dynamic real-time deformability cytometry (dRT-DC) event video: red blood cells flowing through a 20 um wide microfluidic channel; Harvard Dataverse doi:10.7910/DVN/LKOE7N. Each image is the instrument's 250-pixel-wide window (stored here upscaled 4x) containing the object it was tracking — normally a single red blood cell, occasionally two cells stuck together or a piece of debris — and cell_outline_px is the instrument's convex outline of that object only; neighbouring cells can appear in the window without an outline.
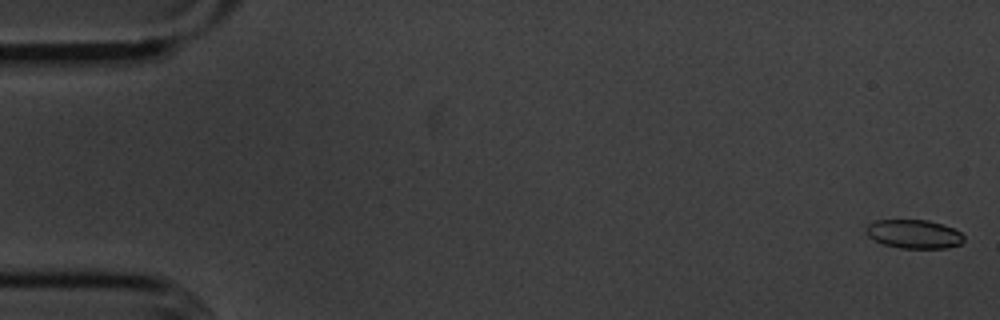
{"species": "common noctule bat (a hibernating species)", "species_latin": "Nyctalus noctula", "temperature_condition": "cold", "stored_images_in_passage": 55, "camera_frame_rate_fps": 3000, "um_per_image_px": 0.085, "animal": {"sex": "male", "body_mass_g": 20.1, "forearm_length_mm": 53.5}, "frame": {"image": 1, "passage_image": 1, "time_ms": 0.0, "image_size_px": [1000, 320], "cell_outline_px": [[964, 240], [960, 244], [944, 248], [900, 248], [884, 244], [868, 236], [864, 228], [868, 224], [876, 220], [928, 220], [952, 228], [960, 232], [964, 236]], "centroid_in_image_um": [77.67, 19.89], "position_along_channel_um": 7.3, "area_um2": 16.24}}
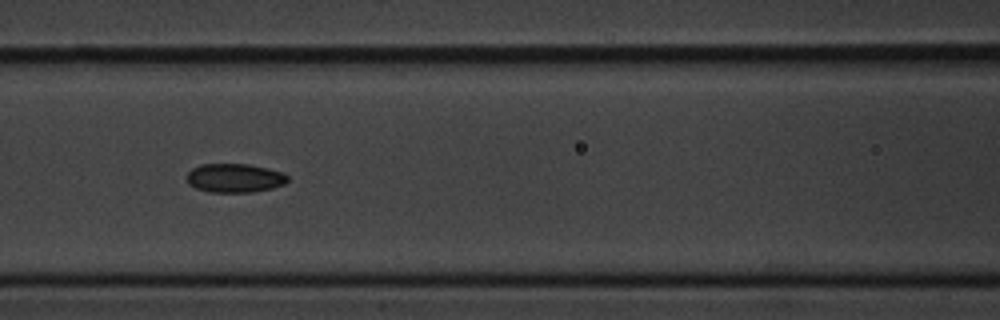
{"frame": {"image": 2, "passage_image": 24, "time_ms": 7.667, "image_size_px": [1000, 320], "cell_outline_px": [[288, 180], [284, 184], [272, 188], [252, 192], [212, 192], [196, 188], [188, 184], [188, 172], [192, 168], [200, 164], [248, 164], [268, 168], [284, 172], [288, 176]], "centroid_in_image_um": [19.97, 15.12], "position_along_channel_um": 146.6, "area_um2": 16.99}}
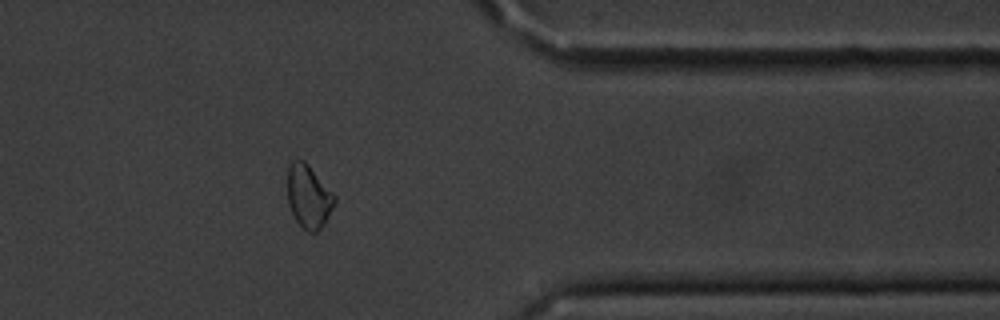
{"frame": {"image": 3, "passage_image": 45, "time_ms": 14.667, "image_size_px": [1000, 320], "cell_outline_px": [[336, 200], [324, 224], [316, 232], [308, 232], [296, 220], [288, 204], [288, 164], [292, 160], [304, 160], [308, 164], [336, 196]], "centroid_in_image_um": [26.23, 16.68], "position_along_channel_um": 385.2, "area_um2": 17.17}, "authors_computed_cell_mechanics": {"area_um2": 17.1088, "velocity_mm_per_s": 3.6179, "shape_relaxation_time_tau1_ms": 7.6344, "shape_relaxation_time_tau2_ms": 3.657, "deformation_change_tau1": 0.1008, "deformation_change_tau2": 0.0803}}